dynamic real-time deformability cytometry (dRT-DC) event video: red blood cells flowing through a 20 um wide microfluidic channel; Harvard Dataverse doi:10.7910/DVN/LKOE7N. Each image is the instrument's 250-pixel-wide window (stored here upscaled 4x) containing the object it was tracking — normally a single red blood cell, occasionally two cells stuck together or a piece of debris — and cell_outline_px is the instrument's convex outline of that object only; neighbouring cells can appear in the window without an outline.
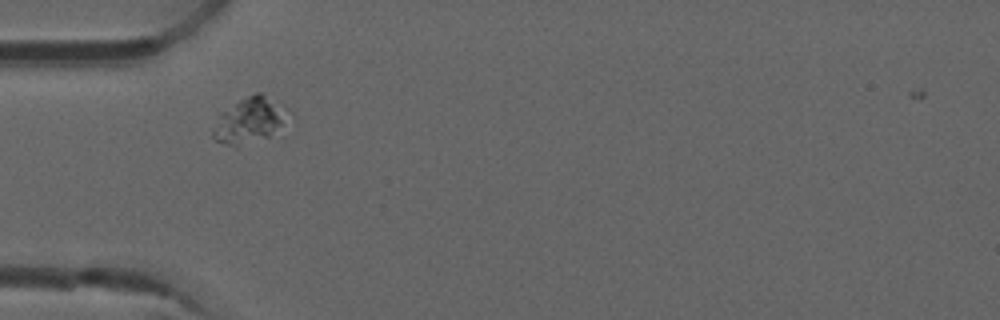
{"species": "common noctule bat (a hibernating species)", "species_latin": "Nyctalus noctula", "temperature_condition": "room temperature", "stored_images_in_passage": 39, "camera_frame_rate_fps": 3000, "um_per_image_px": 0.085, "animal": {"sex": "male", "forearm_length_mm": 52.5}, "frame": {"image": 1, "passage_image": 2, "time_ms": 0.333, "image_size_px": [1000, 320], "cell_outline_px": [[296, 120], [268, 136], [236, 144], [228, 144], [216, 140], [212, 136], [212, 132], [216, 112], [256, 92], [260, 92], [284, 104], [292, 112]], "centroid_in_image_um": [21.32, 10.15], "position_along_channel_um": 63.7, "area_um2": 20.63}}
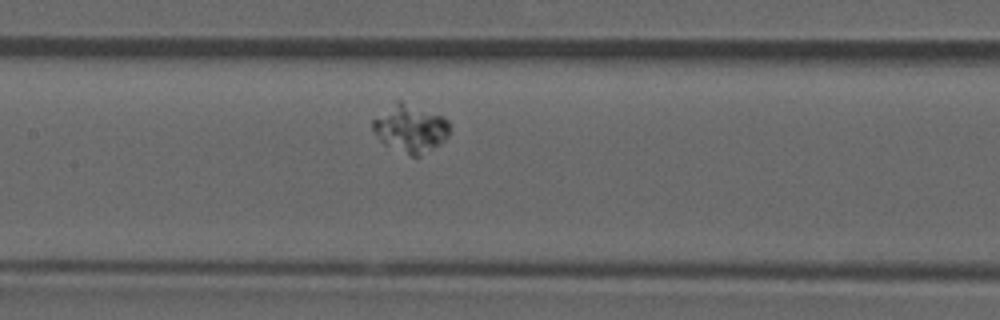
{"frame": {"image": 2, "passage_image": 11, "time_ms": 3.333, "image_size_px": [1000, 320], "cell_outline_px": [[448, 136], [440, 144], [420, 156], [412, 156], [384, 144], [376, 136], [372, 128], [372, 120], [396, 100], [400, 100], [444, 116], [448, 120]], "centroid_in_image_um": [34.87, 10.91], "position_along_channel_um": 172.5, "area_um2": 21.33}}
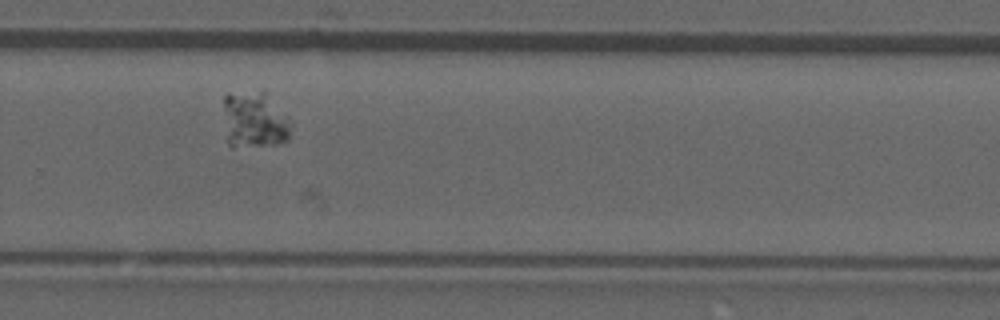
{"frame": {"image": 3, "passage_image": 22, "time_ms": 7.0, "image_size_px": [1000, 320], "cell_outline_px": [[292, 120], [288, 136], [284, 140], [276, 144], [232, 148], [228, 144], [224, 108], [224, 96], [228, 92], [264, 88]], "centroid_in_image_um": [21.64, 10.12], "position_along_channel_um": 308.2, "area_um2": 23.0}}